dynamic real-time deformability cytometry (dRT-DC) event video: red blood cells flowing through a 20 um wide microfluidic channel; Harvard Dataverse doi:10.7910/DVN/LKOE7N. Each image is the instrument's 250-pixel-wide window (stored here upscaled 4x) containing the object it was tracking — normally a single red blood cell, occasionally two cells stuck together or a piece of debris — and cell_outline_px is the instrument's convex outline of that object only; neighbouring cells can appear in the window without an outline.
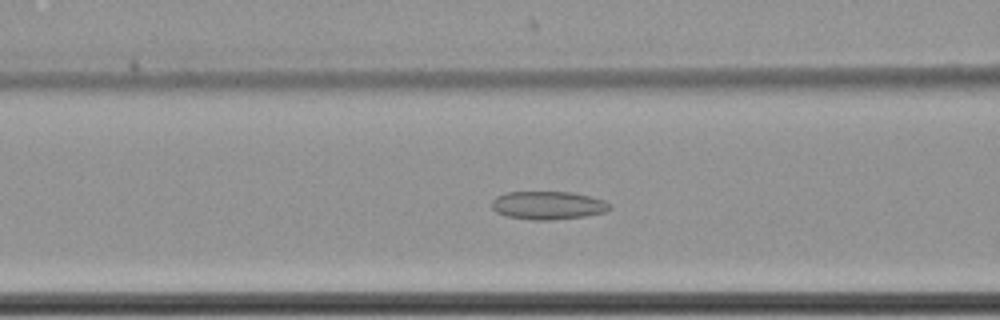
{"species": "common noctule bat (a hibernating species)", "species_latin": "Nyctalus noctula", "temperature_condition": "cold", "stored_images_in_passage": 45, "camera_frame_rate_fps": 3000, "um_per_image_px": 0.085, "animal": {"sex": "female", "body_mass_g": 22.7, "forearm_length_mm": 54.2}, "frame": {"image": 1, "passage_image": 10, "time_ms": 3.0, "image_size_px": [1000, 320], "cell_outline_px": [[612, 208], [604, 212], [584, 216], [548, 220], [532, 220], [508, 216], [496, 212], [492, 208], [492, 200], [496, 196], [504, 192], [572, 192], [592, 196], [604, 200], [612, 204]], "centroid_in_image_um": [46.59, 17.44], "position_along_channel_um": 120.0, "area_um2": 19.48}}
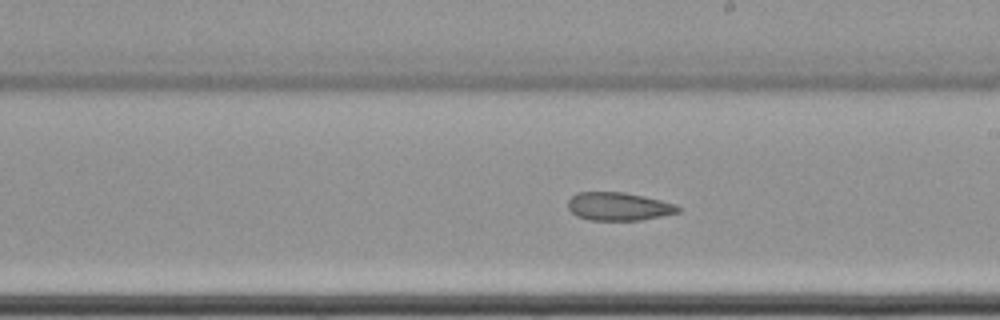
{"frame": {"image": 2, "passage_image": 20, "time_ms": 6.333, "image_size_px": [1000, 320], "cell_outline_px": [[680, 212], [640, 220], [588, 220], [576, 216], [568, 208], [568, 200], [576, 192], [624, 192], [644, 196], [676, 204], [680, 208]], "centroid_in_image_um": [52.56, 17.54], "position_along_channel_um": 236.4, "area_um2": 18.09}}
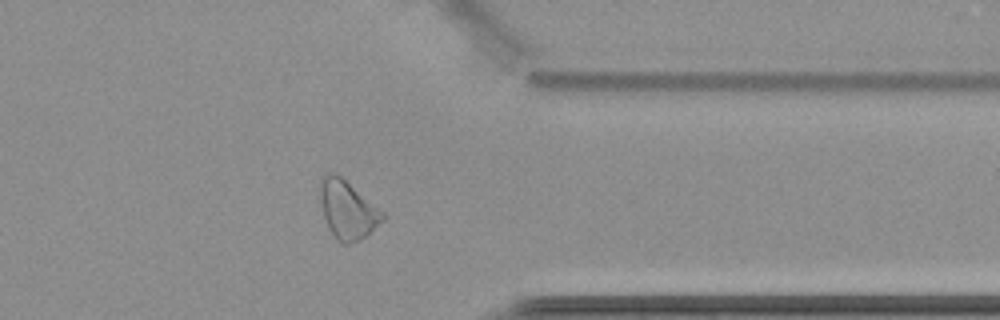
{"frame": {"image": 3, "passage_image": 33, "time_ms": 10.667, "image_size_px": [1000, 320], "cell_outline_px": [[388, 216], [384, 220], [360, 240], [348, 244], [344, 244], [336, 240], [328, 228], [320, 204], [320, 180], [328, 172], [336, 172], [384, 212]], "centroid_in_image_um": [29.53, 17.83], "position_along_channel_um": 381.9, "area_um2": 21.33}}